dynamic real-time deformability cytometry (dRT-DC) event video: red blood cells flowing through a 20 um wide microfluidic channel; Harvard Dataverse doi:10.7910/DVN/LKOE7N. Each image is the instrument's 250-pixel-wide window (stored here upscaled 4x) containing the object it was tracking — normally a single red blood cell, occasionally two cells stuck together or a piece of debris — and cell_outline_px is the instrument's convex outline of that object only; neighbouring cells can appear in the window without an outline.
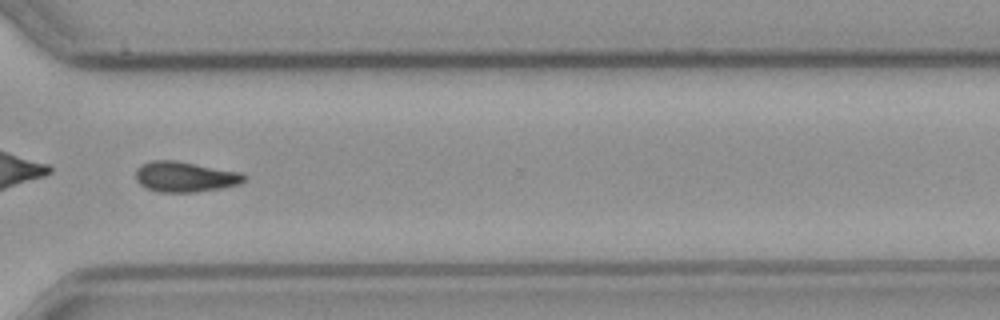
{"species": "common noctule bat (a hibernating species)", "species_latin": "Nyctalus noctula", "temperature_condition": "cold", "stored_images_in_passage": 51, "camera_frame_rate_fps": 3000, "um_per_image_px": 0.085, "animal": {"sex": "male", "body_mass_g": 23.1, "forearm_length_mm": 52.7}, "frame": {"image": 1, "passage_image": 37, "time_ms": 12.0, "image_size_px": [1000, 320], "cell_outline_px": [[248, 176], [240, 184], [224, 188], [196, 192], [160, 192], [148, 188], [140, 184], [136, 180], [136, 168], [140, 164], [152, 160], [176, 160], [240, 172]], "centroid_in_image_um": [15.74, 15.02], "position_along_channel_um": 354.9, "area_um2": 19.36}}
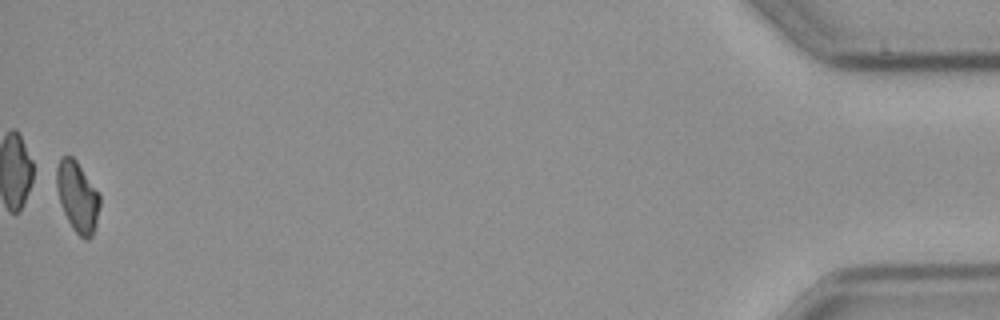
{"frame": {"image": 2, "passage_image": 51, "time_ms": 16.667, "image_size_px": [1000, 320], "cell_outline_px": [[100, 204], [96, 224], [92, 236], [88, 240], [84, 240], [72, 228], [60, 204], [56, 188], [56, 168], [60, 160], [64, 156], [72, 156], [76, 160], [100, 196]], "centroid_in_image_um": [6.57, 16.75], "position_along_channel_um": 428.6, "area_um2": 17.57}, "authors_computed_cell_mechanics": {"area_um2": 19.363, "velocity_mm_per_s": 3.6979, "shape_relaxation_time_tau1_ms": 5.2354, "shape_relaxation_time_tau2_ms": null, "deformation_change_tau1": 0.1232, "deformation_change_tau2": null}}